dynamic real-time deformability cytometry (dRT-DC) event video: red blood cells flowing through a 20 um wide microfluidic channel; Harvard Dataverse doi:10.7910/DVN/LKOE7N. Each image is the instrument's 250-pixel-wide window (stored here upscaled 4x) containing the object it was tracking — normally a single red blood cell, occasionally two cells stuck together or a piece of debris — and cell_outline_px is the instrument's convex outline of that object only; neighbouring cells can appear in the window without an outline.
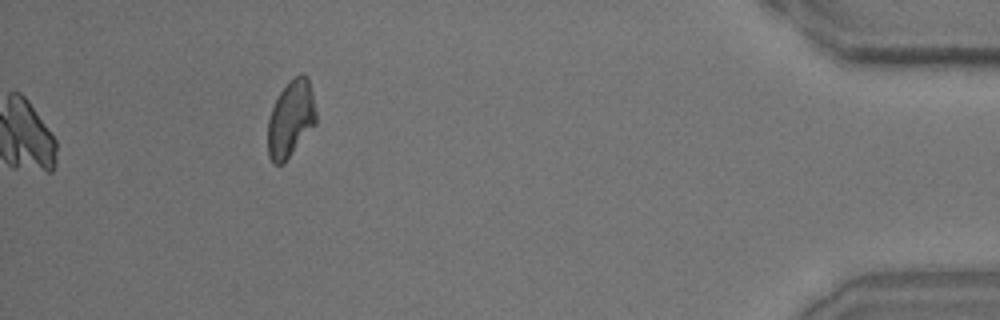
{"species": "common noctule bat (a hibernating species)", "species_latin": "Nyctalus noctula", "temperature_condition": "room temperature", "stored_images_in_passage": 44, "camera_frame_rate_fps": 3000, "um_per_image_px": 0.085, "animal": {"sex": "male", "body_mass_g": 15.6}, "frame": {"image": 1, "passage_image": 44, "time_ms": 14.333, "image_size_px": [1000, 320], "cell_outline_px": [[316, 124], [288, 156], [280, 164], [272, 164], [268, 156], [268, 120], [272, 108], [280, 92], [300, 72], [304, 72], [308, 80], [312, 92], [316, 112]], "centroid_in_image_um": [24.71, 10.09], "position_along_channel_um": 410.5, "area_um2": 21.04}}